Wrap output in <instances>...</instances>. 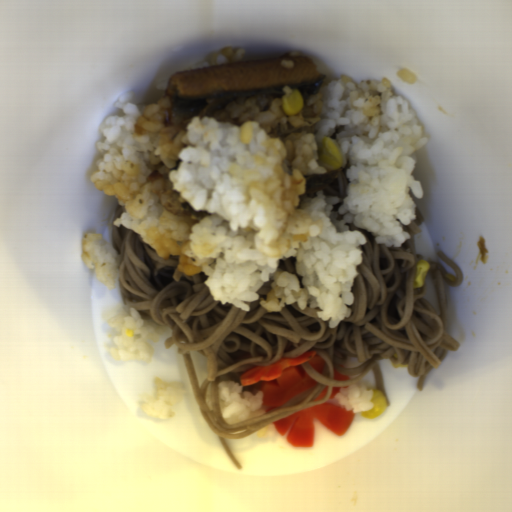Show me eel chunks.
Here are the masks:
<instances>
[{
    "instance_id": "obj_1",
    "label": "eel chunks",
    "mask_w": 512,
    "mask_h": 512,
    "mask_svg": "<svg viewBox=\"0 0 512 512\" xmlns=\"http://www.w3.org/2000/svg\"><path fill=\"white\" fill-rule=\"evenodd\" d=\"M325 78L307 56L292 54L180 70L169 76L165 97L179 105L280 87L317 94Z\"/></svg>"
}]
</instances>
